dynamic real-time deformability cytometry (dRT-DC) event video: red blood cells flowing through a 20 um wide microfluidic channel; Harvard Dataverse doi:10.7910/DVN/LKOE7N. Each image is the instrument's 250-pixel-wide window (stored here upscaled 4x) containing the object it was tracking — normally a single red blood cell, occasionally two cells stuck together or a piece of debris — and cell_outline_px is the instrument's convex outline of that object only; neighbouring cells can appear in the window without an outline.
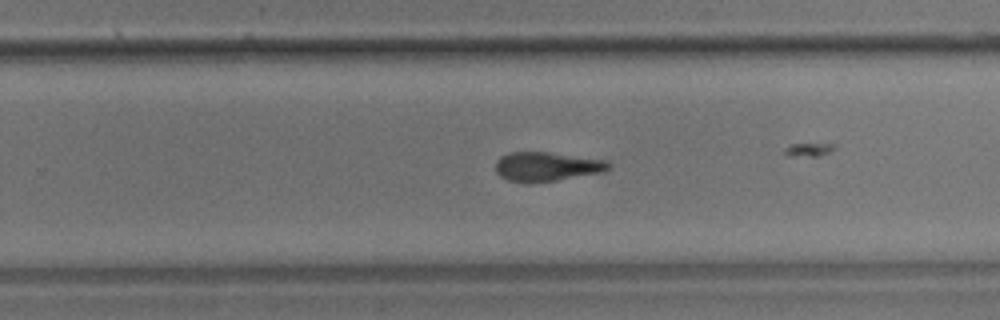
{"species": "common noctule bat (a hibernating species)", "species_latin": "Nyctalus noctula", "temperature_condition": "room temperature", "stored_images_in_passage": 32, "camera_frame_rate_fps": 3000, "um_per_image_px": 0.085, "animal": {"sex": "male", "body_mass_g": 17.9}, "frame": {"image": 1, "passage_image": 24, "time_ms": 7.667, "image_size_px": [1000, 320], "cell_outline_px": [[612, 164], [604, 172], [532, 184], [508, 180], [500, 176], [496, 172], [496, 160], [500, 156], [508, 152], [548, 152], [608, 160]], "centroid_in_image_um": [46.46, 14.16], "position_along_channel_um": 283.3, "area_um2": 19.48}}